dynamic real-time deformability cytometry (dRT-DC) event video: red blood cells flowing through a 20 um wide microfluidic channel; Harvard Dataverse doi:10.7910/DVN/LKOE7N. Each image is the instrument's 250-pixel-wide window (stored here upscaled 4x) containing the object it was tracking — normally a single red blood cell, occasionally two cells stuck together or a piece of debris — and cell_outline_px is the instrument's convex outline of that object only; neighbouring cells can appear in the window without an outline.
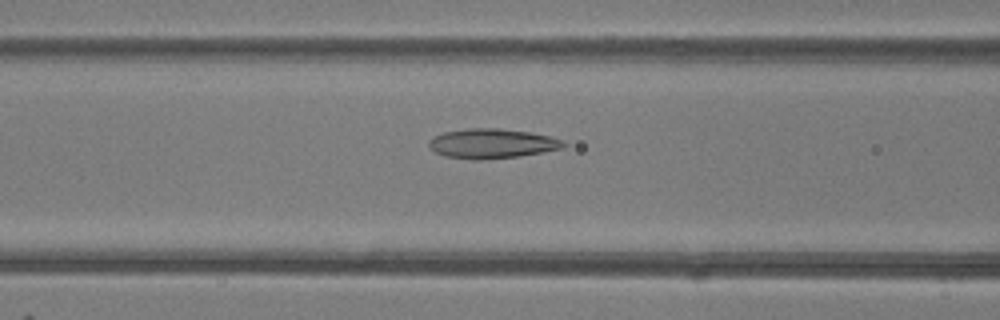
{"species": "common noctule bat (a hibernating species)", "species_latin": "Nyctalus noctula", "temperature_condition": "room temperature", "stored_images_in_passage": 41, "camera_frame_rate_fps": 3000, "um_per_image_px": 0.085, "animal": {"sex": "female"}, "frame": {"image": 1, "passage_image": 12, "time_ms": 3.667, "image_size_px": [1000, 320], "cell_outline_px": [[568, 144], [564, 148], [520, 156], [480, 160], [472, 160], [444, 156], [436, 152], [428, 144], [428, 140], [432, 136], [444, 132], [468, 128], [500, 128], [532, 132], [564, 140]], "centroid_in_image_um": [41.83, 12.2], "position_along_channel_um": 124.8, "area_um2": 23.52}}
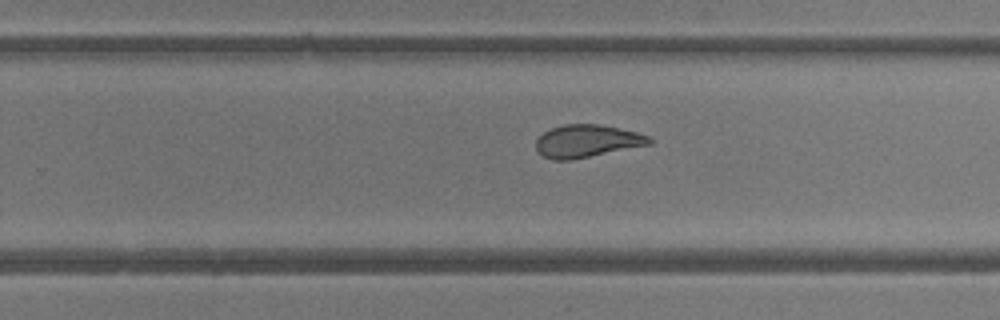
{"frame": {"image": 2, "passage_image": 23, "time_ms": 7.333, "image_size_px": [1000, 320], "cell_outline_px": [[652, 144], [572, 160], [552, 160], [544, 156], [536, 148], [536, 140], [544, 132], [552, 128], [564, 124], [600, 124], [636, 132], [648, 136], [652, 140]], "centroid_in_image_um": [49.9, 11.99], "position_along_channel_um": 279.9, "area_um2": 21.44}}
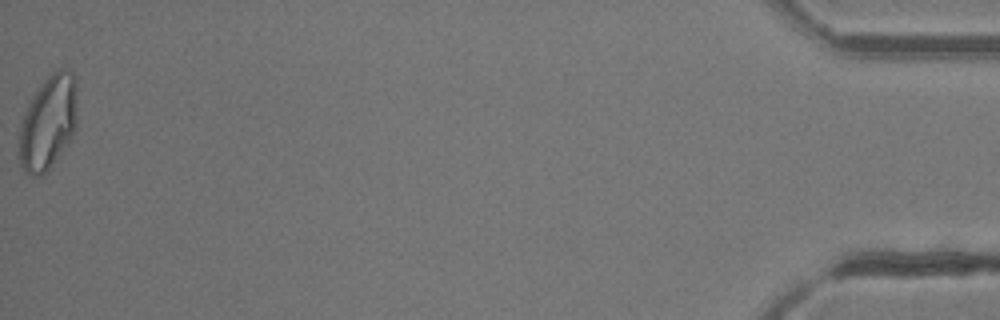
{"frame": {"image": 3, "passage_image": 41, "time_ms": 13.333, "image_size_px": [1000, 320], "cell_outline_px": [[76, 128], [72, 136], [48, 172], [40, 176], [28, 176], [24, 172], [20, 164], [20, 120], [32, 96], [44, 80], [56, 68], [64, 68], [72, 72], [76, 76]], "centroid_in_image_um": [4.1, 10.41], "position_along_channel_um": 431.1, "area_um2": 32.19}, "authors_computed_cell_mechanics": {"area_um2": 23.8136, "velocity_mm_per_s": 4.2333, "shape_relaxation_time_tau1_ms": 10.9872, "shape_relaxation_time_tau2_ms": 1.2311, "deformation_change_tau1": 0.2993, "deformation_change_tau2": 0.0674}}